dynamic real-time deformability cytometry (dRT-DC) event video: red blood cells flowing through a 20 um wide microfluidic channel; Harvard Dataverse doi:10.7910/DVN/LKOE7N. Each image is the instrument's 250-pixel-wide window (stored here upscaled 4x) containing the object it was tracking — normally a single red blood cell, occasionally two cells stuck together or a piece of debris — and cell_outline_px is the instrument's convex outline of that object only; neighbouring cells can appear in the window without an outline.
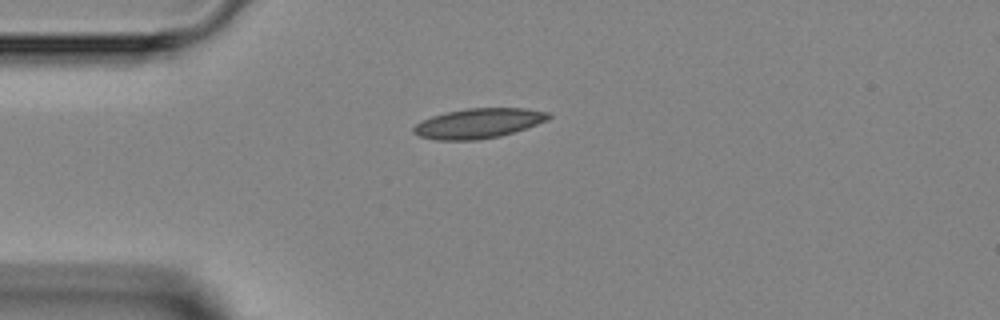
{"species": "Egyptian fruit bat (a non-hibernating species)", "species_latin": "Rousettus aegyptiacus", "temperature_condition": "room temperature", "stored_images_in_passage": 1, "camera_frame_rate_fps": 3000, "um_per_image_px": 0.085, "animal": {"sex": "female"}, "frame": {"image": 1, "passage_image": 1, "time_ms": 0.0, "image_size_px": [1000, 320], "cell_outline_px": [[552, 116], [548, 120], [500, 136], [476, 140], [436, 140], [420, 136], [412, 132], [412, 128], [420, 120], [432, 116], [448, 112], [468, 108], [528, 108], [548, 112]], "centroid_in_image_um": [40.65, 10.48], "position_along_channel_um": 44.4, "area_um2": 23.41}}